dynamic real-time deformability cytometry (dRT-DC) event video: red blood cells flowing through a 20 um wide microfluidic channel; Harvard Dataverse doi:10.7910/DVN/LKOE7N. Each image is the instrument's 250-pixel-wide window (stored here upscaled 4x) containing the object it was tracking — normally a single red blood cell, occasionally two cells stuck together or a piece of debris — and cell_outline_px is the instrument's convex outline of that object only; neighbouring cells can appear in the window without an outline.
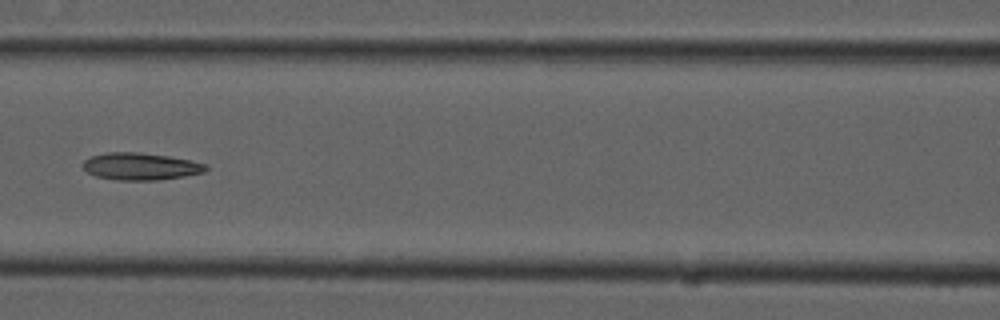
{"species": "common noctule bat (a hibernating species)", "species_latin": "Nyctalus noctula", "temperature_condition": "cold", "stored_images_in_passage": 5, "camera_frame_rate_fps": 3000, "um_per_image_px": 0.085, "animal": {"sex": "male", "forearm_length_mm": 52.5}, "frame": {"image": 1, "passage_image": 5, "time_ms": 1.333, "image_size_px": [1000, 320], "cell_outline_px": [[208, 168], [204, 172], [184, 176], [156, 180], [116, 180], [96, 176], [88, 172], [84, 168], [84, 160], [92, 156], [108, 152], [136, 152], [168, 156], [192, 160], [208, 164]], "centroid_in_image_um": [11.99, 14.14], "position_along_channel_um": 154.6, "area_um2": 19.36}}